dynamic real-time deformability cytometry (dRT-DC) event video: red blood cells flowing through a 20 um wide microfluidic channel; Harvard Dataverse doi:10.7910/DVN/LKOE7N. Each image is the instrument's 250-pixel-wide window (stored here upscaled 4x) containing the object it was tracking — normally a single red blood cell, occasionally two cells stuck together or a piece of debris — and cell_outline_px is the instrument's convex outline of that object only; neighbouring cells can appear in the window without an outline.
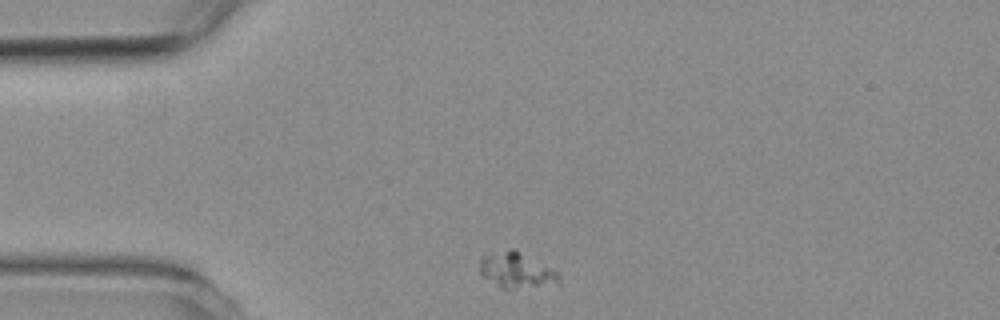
{"species": "common noctule bat (a hibernating species)", "species_latin": "Nyctalus noctula", "temperature_condition": "room temperature", "stored_images_in_passage": 47, "camera_frame_rate_fps": 3000, "um_per_image_px": 0.085, "animal": {"sex": "female", "body_mass_g": 19.3, "forearm_length_mm": 54.1}, "frame": {"image": 1, "passage_image": 1, "time_ms": 0.0, "image_size_px": [1000, 320], "cell_outline_px": [[560, 284], [508, 292], [500, 288], [480, 276], [480, 256], [484, 252], [508, 248], [516, 248], [556, 272], [560, 276]], "centroid_in_image_um": [43.83, 23.0], "position_along_channel_um": 41.2, "area_um2": 17.63}}
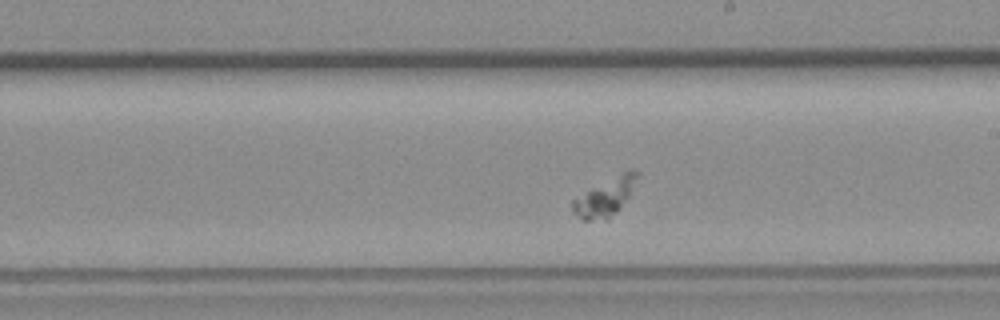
{"frame": {"image": 2, "passage_image": 21, "time_ms": 6.667, "image_size_px": [1000, 320], "cell_outline_px": [[640, 172], [628, 196], [620, 208], [608, 220], [584, 220], [572, 212], [572, 200], [628, 168], [632, 168]], "centroid_in_image_um": [51.46, 16.75], "position_along_channel_um": 237.5, "area_um2": 13.93}}
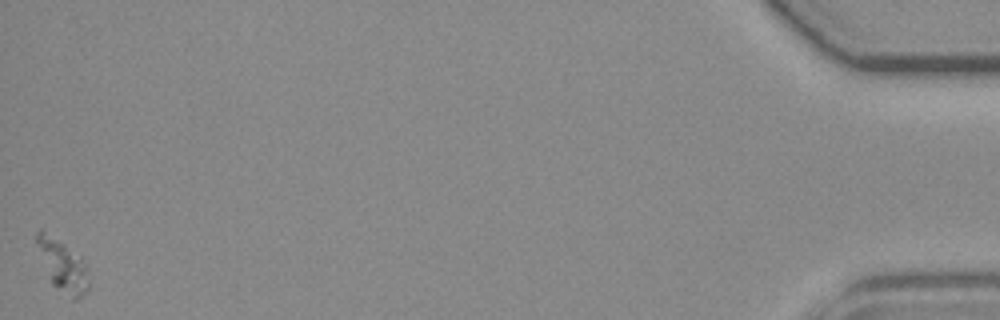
{"frame": {"image": 3, "passage_image": 47, "time_ms": 15.333, "image_size_px": [1000, 320], "cell_outline_px": [[88, 288], [76, 300], [72, 300], [52, 284], [36, 240], [36, 232], [40, 228], [64, 244], [80, 256], [88, 268]], "centroid_in_image_um": [5.37, 22.59], "position_along_channel_um": 429.8, "area_um2": 15.03}}